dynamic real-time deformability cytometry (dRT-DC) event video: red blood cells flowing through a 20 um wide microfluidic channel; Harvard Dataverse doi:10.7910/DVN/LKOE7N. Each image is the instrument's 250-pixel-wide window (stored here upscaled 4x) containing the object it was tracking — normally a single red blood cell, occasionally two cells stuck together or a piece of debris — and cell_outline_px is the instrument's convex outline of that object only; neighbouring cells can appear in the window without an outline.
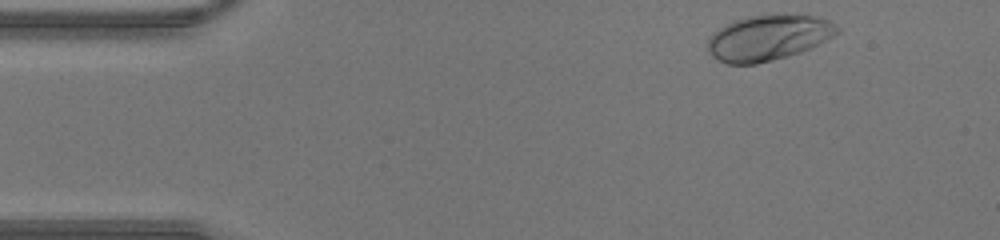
{"species": "human", "species_latin": "Homo sapiens", "temperature_condition": "warm", "stored_images_in_passage": 37, "camera_frame_rate_fps": 3000, "um_per_image_px": 0.085, "donor": {"sex": "male"}, "frame": {"image": 1, "passage_image": 1, "time_ms": 0.0, "image_size_px": [1000, 240], "cell_outline_px": [[840, 32], [820, 44], [800, 52], [788, 56], [756, 64], [728, 64], [712, 56], [708, 48], [708, 36], [712, 32], [732, 20], [748, 16], [816, 16], [828, 20], [840, 28]], "centroid_in_image_um": [65.29, 3.22], "position_along_channel_um": 19.7, "area_um2": 34.04}}
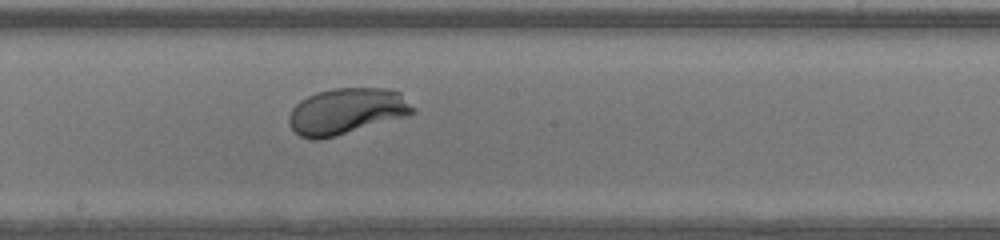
{"frame": {"image": 2, "passage_image": 20, "time_ms": 6.333, "image_size_px": [1000, 240], "cell_outline_px": [[416, 112], [408, 116], [332, 136], [316, 140], [312, 140], [300, 136], [288, 124], [288, 116], [292, 108], [300, 100], [316, 92], [332, 88], [384, 88], [400, 92], [416, 108]], "centroid_in_image_um": [29.46, 9.43], "position_along_channel_um": 218.7, "area_um2": 33.23}}
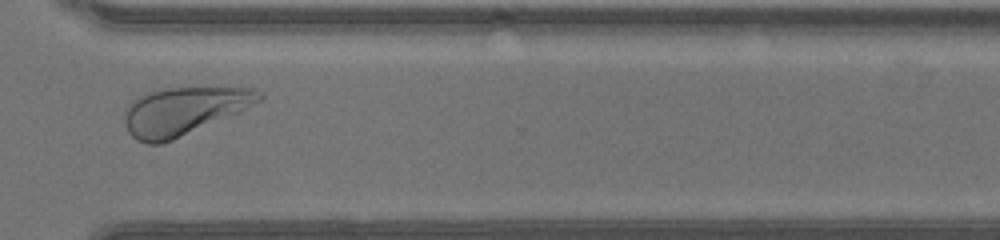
{"frame": {"image": 3, "passage_image": 29, "time_ms": 9.333, "image_size_px": [1000, 240], "cell_outline_px": [[264, 96], [260, 100], [240, 112], [172, 140], [160, 144], [148, 144], [136, 140], [128, 132], [124, 124], [124, 108], [132, 100], [140, 96], [164, 88], [256, 88], [264, 92]], "centroid_in_image_um": [15.6, 9.44], "position_along_channel_um": 355.0, "area_um2": 37.4}}